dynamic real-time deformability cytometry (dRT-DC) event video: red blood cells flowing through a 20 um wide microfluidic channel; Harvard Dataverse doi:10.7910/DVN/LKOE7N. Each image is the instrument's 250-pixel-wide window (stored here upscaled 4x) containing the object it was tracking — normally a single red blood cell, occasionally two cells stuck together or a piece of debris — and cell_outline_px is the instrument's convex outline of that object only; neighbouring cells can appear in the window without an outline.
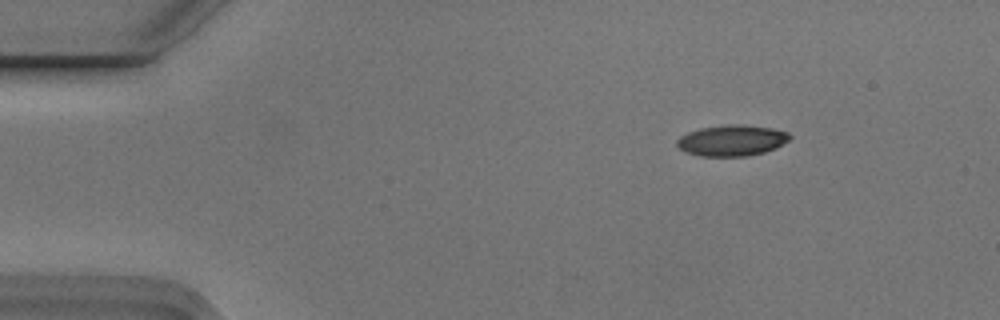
{"species": "Egyptian fruit bat (a non-hibernating species)", "species_latin": "Rousettus aegyptiacus", "temperature_condition": "cold", "stored_images_in_passage": 3, "camera_frame_rate_fps": 3000, "um_per_image_px": 0.085, "animal": {"sex": "male"}, "frame": {"image": 1, "passage_image": 3, "time_ms": 0.667, "image_size_px": [1000, 320], "cell_outline_px": [[792, 136], [788, 140], [776, 148], [764, 152], [748, 156], [700, 156], [684, 152], [676, 144], [676, 140], [680, 136], [688, 132], [700, 128], [732, 124], [740, 124], [772, 128], [788, 132]], "centroid_in_image_um": [62.2, 11.94], "position_along_channel_um": 22.8, "area_um2": 20.4}}